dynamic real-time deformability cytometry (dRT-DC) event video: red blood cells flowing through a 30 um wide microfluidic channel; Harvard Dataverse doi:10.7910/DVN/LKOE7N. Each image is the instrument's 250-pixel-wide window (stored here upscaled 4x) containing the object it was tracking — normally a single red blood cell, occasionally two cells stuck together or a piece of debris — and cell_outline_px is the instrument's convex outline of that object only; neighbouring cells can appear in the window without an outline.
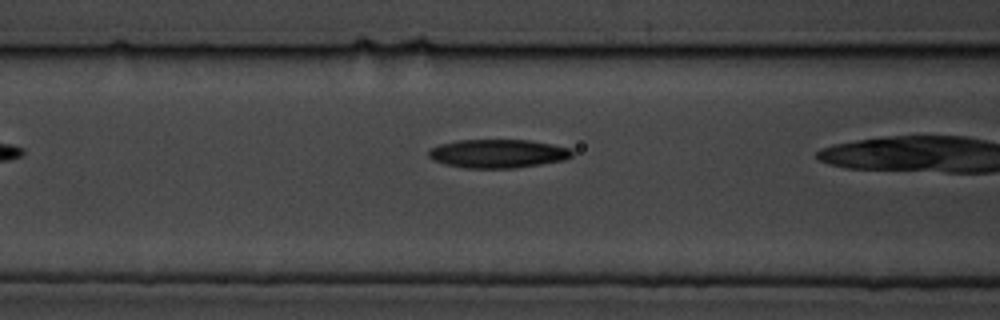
{"species": "common noctule bat (a hibernating species)", "species_latin": "Nyctalus noctula", "temperature_condition": "cold", "stored_images_in_passage": 26, "camera_frame_rate_fps": 3000, "um_per_image_px": 0.085, "animal": {"sex": "male", "body_mass_g": 19.5, "forearm_length_mm": 54.6}, "frame": {"image": 1, "passage_image": 3, "time_ms": 0.667, "image_size_px": [1000, 320], "cell_outline_px": [[572, 156], [564, 160], [516, 168], [464, 168], [444, 164], [432, 160], [428, 156], [428, 152], [432, 148], [440, 144], [456, 140], [528, 140], [552, 144], [572, 148]], "centroid_in_image_um": [42.31, 13.06], "position_along_channel_um": 124.3, "area_um2": 23.99}}
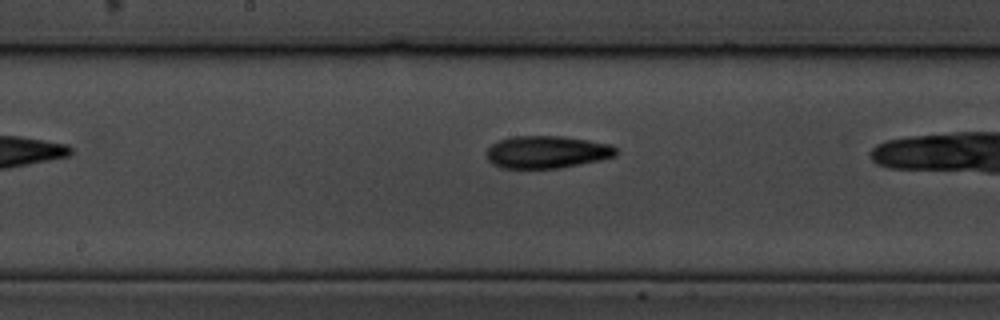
{"frame": {"image": 2, "passage_image": 10, "time_ms": 3.0, "image_size_px": [1000, 320], "cell_outline_px": [[616, 156], [600, 160], [560, 168], [500, 168], [492, 164], [488, 160], [484, 152], [492, 144], [500, 140], [512, 136], [564, 136], [612, 144], [616, 148]], "centroid_in_image_um": [46.46, 12.92], "position_along_channel_um": 201.7, "area_um2": 24.68}}
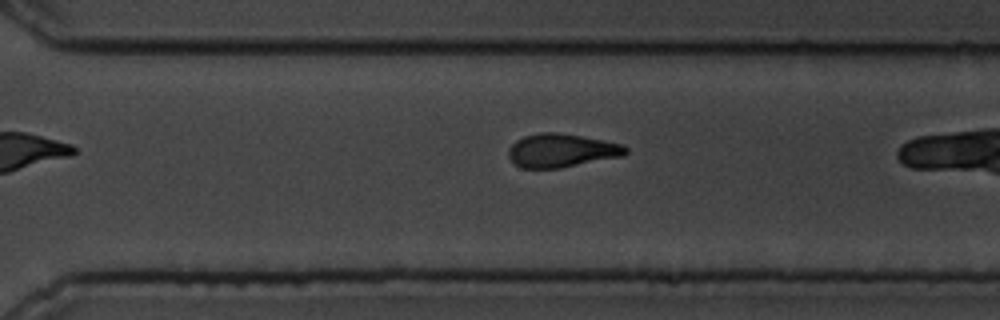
{"frame": {"image": 3, "passage_image": 21, "time_ms": 6.667, "image_size_px": [1000, 320], "cell_outline_px": [[628, 152], [624, 156], [560, 168], [520, 168], [508, 156], [508, 148], [516, 140], [524, 136], [540, 132], [556, 132], [580, 136], [624, 144], [628, 148]], "centroid_in_image_um": [47.74, 12.79], "position_along_channel_um": 322.9, "area_um2": 22.95}}